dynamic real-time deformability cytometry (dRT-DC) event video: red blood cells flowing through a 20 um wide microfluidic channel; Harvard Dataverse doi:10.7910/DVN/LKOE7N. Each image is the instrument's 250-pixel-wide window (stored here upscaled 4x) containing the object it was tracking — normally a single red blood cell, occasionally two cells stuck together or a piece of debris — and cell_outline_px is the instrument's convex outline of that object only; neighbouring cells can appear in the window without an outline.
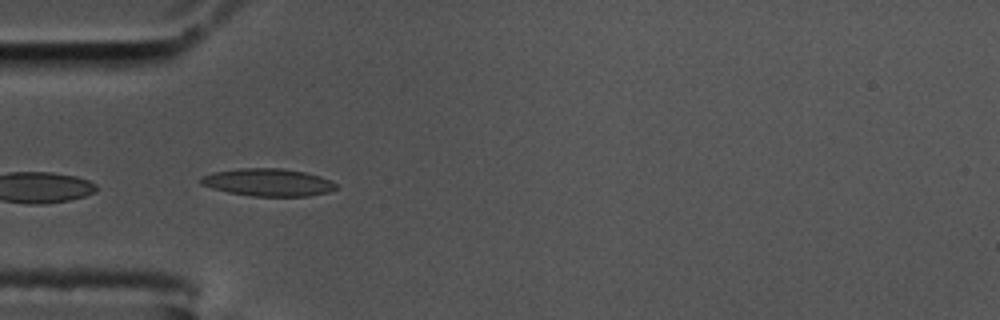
{"species": "common noctule bat (a hibernating species)", "species_latin": "Nyctalus noctula", "temperature_condition": "cold", "stored_images_in_passage": 5, "camera_frame_rate_fps": 3000, "um_per_image_px": 0.085, "animal": {"sex": "male", "body_mass_g": 17.5, "forearm_length_mm": 52.3}, "frame": {"image": 1, "passage_image": 2, "time_ms": 0.333, "image_size_px": [1000, 320], "cell_outline_px": [[336, 188], [328, 192], [308, 196], [252, 196], [228, 192], [212, 188], [200, 184], [200, 176], [212, 172], [240, 168], [280, 168], [304, 172], [320, 176], [332, 180], [336, 184]], "centroid_in_image_um": [22.76, 15.49], "position_along_channel_um": 62.2, "area_um2": 21.73}}